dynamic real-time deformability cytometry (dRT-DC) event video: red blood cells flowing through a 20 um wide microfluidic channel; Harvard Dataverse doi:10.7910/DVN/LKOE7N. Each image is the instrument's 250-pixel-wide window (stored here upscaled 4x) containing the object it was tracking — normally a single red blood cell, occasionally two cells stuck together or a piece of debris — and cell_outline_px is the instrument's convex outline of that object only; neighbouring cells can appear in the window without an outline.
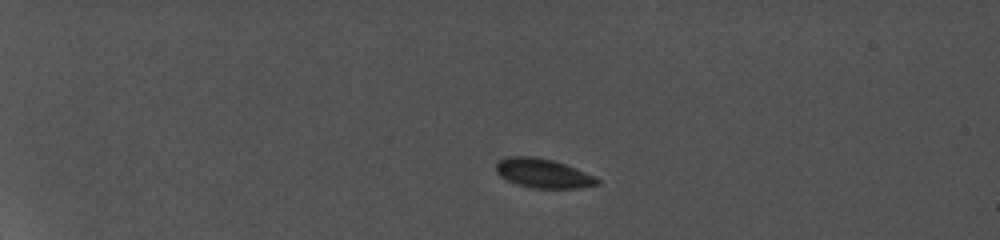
{"species": "common noctule bat (a hibernating species)", "species_latin": "Nyctalus noctula", "temperature_condition": "cold", "stored_images_in_passage": 7, "camera_frame_rate_fps": 5000, "um_per_image_px": 0.085, "animal": {"sex": "female", "body_mass_g": 19.0, "forearm_length_mm": 56.7}, "frame": {"image": 1, "passage_image": 1, "time_ms": 0.0, "image_size_px": [1000, 240], "cell_outline_px": [[600, 184], [580, 188], [532, 188], [516, 184], [500, 176], [496, 172], [496, 160], [508, 156], [532, 156], [552, 160], [564, 164], [596, 176], [600, 180]], "centroid_in_image_um": [46.15, 14.73], "position_along_channel_um": 38.8, "area_um2": 17.34}}
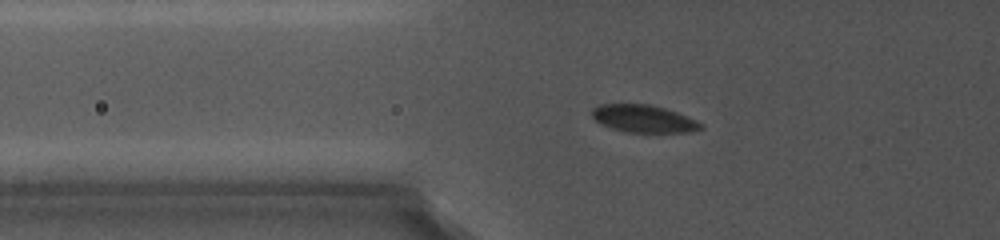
{"frame": {"image": 2, "passage_image": 4, "time_ms": 3.2, "image_size_px": [1000, 240], "cell_outline_px": [[704, 128], [692, 132], [624, 132], [600, 124], [592, 116], [592, 108], [600, 104], [648, 104], [664, 108], [676, 112], [696, 120], [704, 124]], "centroid_in_image_um": [54.71, 10.09], "position_along_channel_um": 71.1, "area_um2": 17.46}}